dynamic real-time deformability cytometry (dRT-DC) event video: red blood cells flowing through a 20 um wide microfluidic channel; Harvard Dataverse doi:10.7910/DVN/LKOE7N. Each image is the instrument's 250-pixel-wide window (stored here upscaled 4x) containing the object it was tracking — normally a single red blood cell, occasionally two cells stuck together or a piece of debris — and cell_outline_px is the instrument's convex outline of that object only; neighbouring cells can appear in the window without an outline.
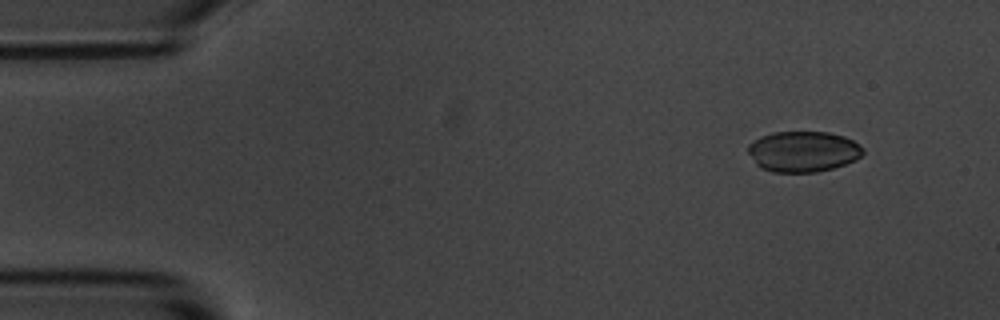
{"species": "common noctule bat (a hibernating species)", "species_latin": "Nyctalus noctula", "temperature_condition": "room temperature", "stored_images_in_passage": 5, "camera_frame_rate_fps": 3000, "um_per_image_px": 0.085, "animal": {"sex": "male", "body_mass_g": 20.1, "forearm_length_mm": 53.5}, "frame": {"image": 1, "passage_image": 1, "time_ms": 0.0, "image_size_px": [1000, 320], "cell_outline_px": [[864, 152], [856, 160], [832, 168], [816, 172], [772, 172], [760, 168], [756, 164], [748, 152], [748, 144], [760, 136], [772, 132], [828, 132], [844, 136], [860, 144], [864, 148]], "centroid_in_image_um": [68.26, 12.87], "position_along_channel_um": 16.7, "area_um2": 27.4}}
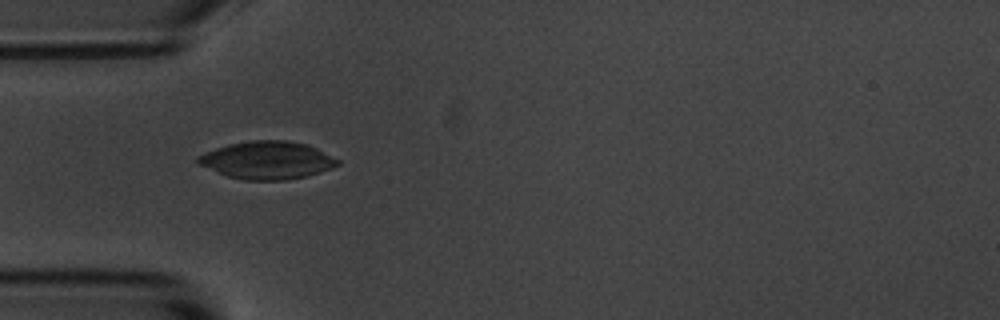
{"frame": {"image": 2, "passage_image": 4, "time_ms": 3.667, "image_size_px": [1000, 320], "cell_outline_px": [[340, 164], [332, 168], [308, 176], [284, 180], [244, 180], [228, 176], [216, 172], [196, 164], [196, 156], [204, 152], [228, 144], [248, 140], [288, 140], [308, 144], [340, 160]], "centroid_in_image_um": [22.69, 13.61], "position_along_channel_um": 62.3, "area_um2": 31.04}}